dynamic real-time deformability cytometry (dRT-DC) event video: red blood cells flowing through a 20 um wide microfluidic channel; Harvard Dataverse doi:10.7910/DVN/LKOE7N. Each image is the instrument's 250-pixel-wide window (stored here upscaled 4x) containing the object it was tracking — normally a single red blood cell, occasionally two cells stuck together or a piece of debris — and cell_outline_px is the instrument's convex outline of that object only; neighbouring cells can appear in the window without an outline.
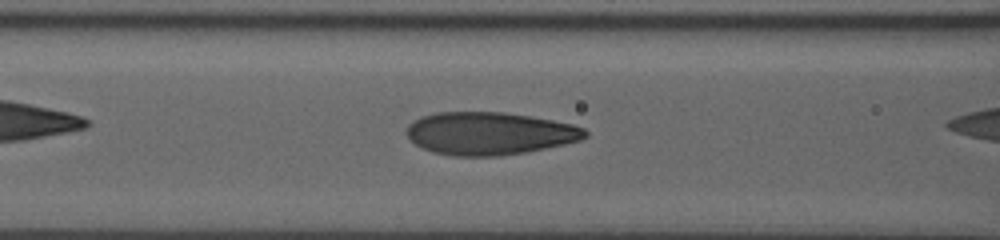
{"species": "human", "species_latin": "Homo sapiens", "temperature_condition": "room temperature", "stored_images_in_passage": 30, "camera_frame_rate_fps": 3000, "um_per_image_px": 0.085, "donor": {"sex": "male"}, "frame": {"image": 1, "passage_image": 9, "time_ms": 2.667, "image_size_px": [1000, 240], "cell_outline_px": [[588, 136], [580, 140], [564, 144], [524, 152], [496, 156], [452, 156], [432, 152], [416, 144], [404, 132], [408, 124], [412, 120], [420, 116], [436, 112], [504, 112], [552, 120], [572, 124], [584, 128], [588, 132]], "centroid_in_image_um": [41.57, 11.33], "position_along_channel_um": 125.0, "area_um2": 44.45}}
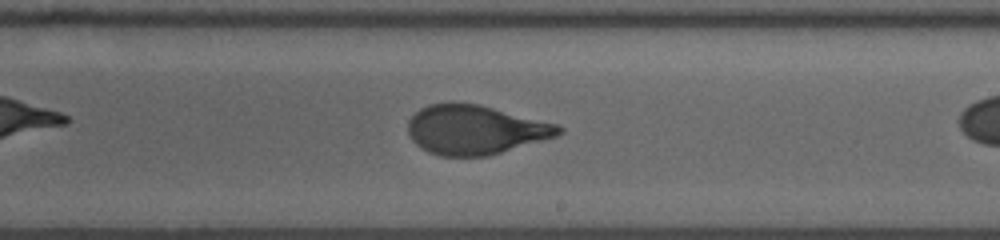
{"frame": {"image": 2, "passage_image": 19, "time_ms": 6.0, "image_size_px": [1000, 240], "cell_outline_px": [[564, 132], [556, 136], [488, 156], [440, 156], [428, 152], [416, 144], [412, 140], [408, 132], [408, 120], [420, 108], [428, 104], [452, 100], [480, 104], [556, 124], [564, 128]], "centroid_in_image_um": [40.35, 11.0], "position_along_channel_um": 248.7, "area_um2": 43.58}}
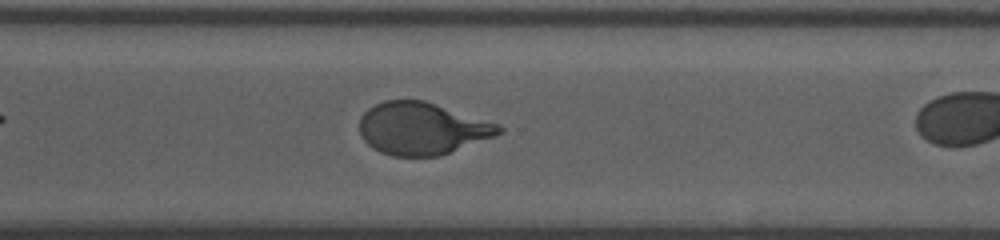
{"frame": {"image": 3, "passage_image": 26, "time_ms": 8.333, "image_size_px": [1000, 240], "cell_outline_px": [[504, 132], [440, 156], [392, 156], [380, 152], [372, 148], [360, 136], [360, 116], [368, 108], [384, 100], [424, 100], [500, 124], [504, 128]], "centroid_in_image_um": [35.86, 10.92], "position_along_channel_um": 334.7, "area_um2": 42.48}}